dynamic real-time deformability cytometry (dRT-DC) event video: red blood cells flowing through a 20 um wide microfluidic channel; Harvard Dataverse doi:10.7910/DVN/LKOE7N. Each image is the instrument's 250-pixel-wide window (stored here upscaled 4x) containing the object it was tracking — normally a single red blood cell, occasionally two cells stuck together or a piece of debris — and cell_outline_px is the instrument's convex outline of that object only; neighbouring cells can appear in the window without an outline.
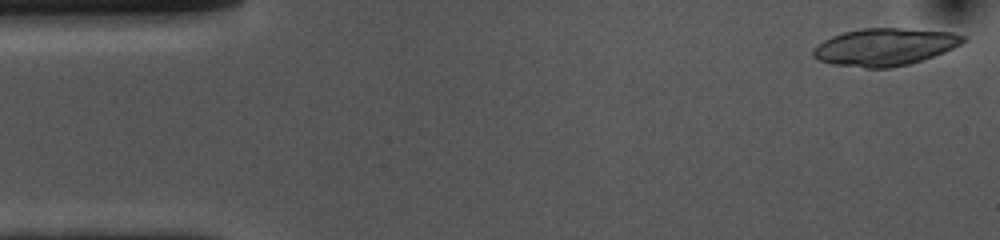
{"species": "common noctule bat (a hibernating species)", "species_latin": "Nyctalus noctula", "temperature_condition": "cold", "stored_images_in_passage": 15, "camera_frame_rate_fps": 3000, "um_per_image_px": 0.085, "animal": {"sex": "female", "body_mass_g": 10.0, "forearm_length_mm": 53.1}, "frame": {"image": 1, "passage_image": 1, "time_ms": 0.0, "image_size_px": [1000, 240], "cell_outline_px": [[964, 40], [960, 44], [944, 52], [908, 64], [892, 68], [864, 68], [832, 64], [820, 60], [812, 56], [812, 52], [816, 44], [832, 36], [844, 32], [860, 28], [900, 28], [952, 32], [964, 36]], "centroid_in_image_um": [75.15, 3.99], "position_along_channel_um": 9.8, "area_um2": 32.48}}